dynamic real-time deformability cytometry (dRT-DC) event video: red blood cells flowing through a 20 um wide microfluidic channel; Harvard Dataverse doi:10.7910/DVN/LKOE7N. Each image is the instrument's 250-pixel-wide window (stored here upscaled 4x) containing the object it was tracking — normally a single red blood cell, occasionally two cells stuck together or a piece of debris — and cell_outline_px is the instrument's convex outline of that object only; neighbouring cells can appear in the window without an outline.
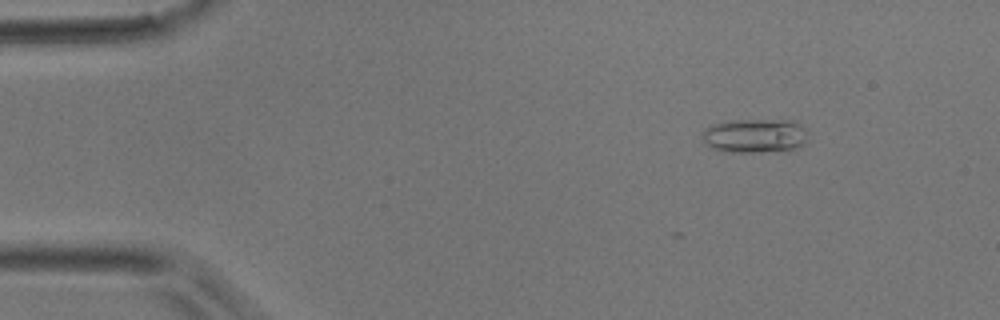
{"species": "common noctule bat (a hibernating species)", "species_latin": "Nyctalus noctula", "temperature_condition": "room temperature", "stored_images_in_passage": 3, "camera_frame_rate_fps": 3000, "um_per_image_px": 0.085, "animal": {"sex": "male", "body_mass_g": 17.9}, "frame": {"image": 1, "passage_image": 1, "time_ms": 0.0, "image_size_px": [1000, 320], "cell_outline_px": [[808, 136], [800, 148], [788, 152], [724, 152], [712, 148], [704, 140], [700, 132], [704, 128], [712, 124], [732, 120], [792, 120], [808, 128]], "centroid_in_image_um": [64.23, 11.55], "position_along_channel_um": 20.8, "area_um2": 21.73}}